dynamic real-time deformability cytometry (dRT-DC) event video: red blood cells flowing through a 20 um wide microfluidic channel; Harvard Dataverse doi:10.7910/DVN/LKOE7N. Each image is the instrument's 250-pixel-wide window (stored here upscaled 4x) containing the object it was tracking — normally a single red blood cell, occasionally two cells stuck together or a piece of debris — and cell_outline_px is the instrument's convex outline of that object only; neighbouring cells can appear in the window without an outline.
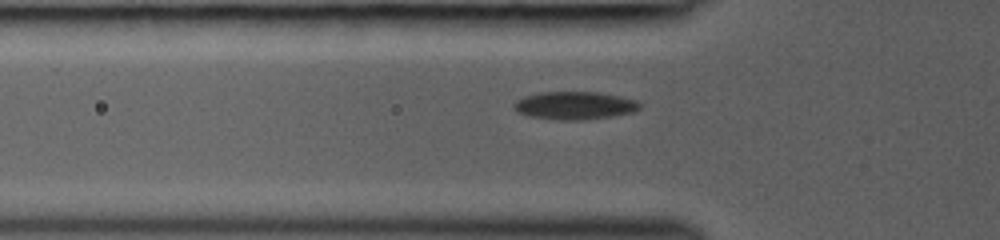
{"species": "common noctule bat (a hibernating species)", "species_latin": "Nyctalus noctula", "temperature_condition": "room temperature", "stored_images_in_passage": 34, "camera_frame_rate_fps": 3000, "um_per_image_px": 0.085, "animal": {"sex": "female", "body_mass_g": 19.0, "forearm_length_mm": 53.3}, "frame": {"image": 1, "passage_image": 8, "time_ms": 2.333, "image_size_px": [1000, 240], "cell_outline_px": [[640, 108], [632, 112], [612, 116], [580, 120], [556, 120], [528, 116], [516, 112], [512, 108], [512, 104], [516, 100], [524, 96], [540, 92], [600, 92], [620, 96], [636, 100], [640, 104]], "centroid_in_image_um": [48.79, 8.97], "position_along_channel_um": 77.0, "area_um2": 20.63}}
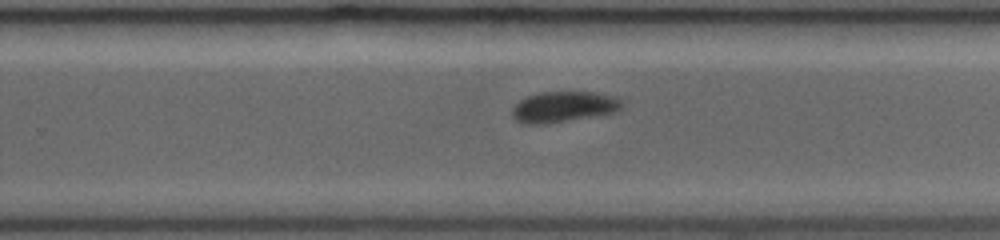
{"frame": {"image": 2, "passage_image": 22, "time_ms": 7.0, "image_size_px": [1000, 240], "cell_outline_px": [[624, 104], [616, 112], [548, 124], [524, 124], [516, 120], [512, 116], [512, 108], [520, 100], [528, 96], [540, 92], [592, 92], [612, 96], [620, 100]], "centroid_in_image_um": [47.88, 9.09], "position_along_channel_um": 281.9, "area_um2": 19.59}}
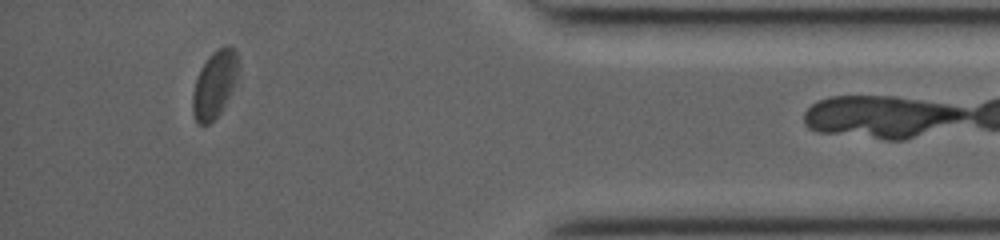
{"frame": {"image": 3, "passage_image": 33, "time_ms": 10.667, "image_size_px": [1000, 240], "cell_outline_px": [[236, 84], [220, 112], [208, 124], [196, 124], [192, 112], [192, 96], [196, 80], [200, 68], [208, 56], [212, 52], [220, 48], [236, 48]], "centroid_in_image_um": [18.19, 7.21], "position_along_channel_um": 417.0, "area_um2": 17.46}}